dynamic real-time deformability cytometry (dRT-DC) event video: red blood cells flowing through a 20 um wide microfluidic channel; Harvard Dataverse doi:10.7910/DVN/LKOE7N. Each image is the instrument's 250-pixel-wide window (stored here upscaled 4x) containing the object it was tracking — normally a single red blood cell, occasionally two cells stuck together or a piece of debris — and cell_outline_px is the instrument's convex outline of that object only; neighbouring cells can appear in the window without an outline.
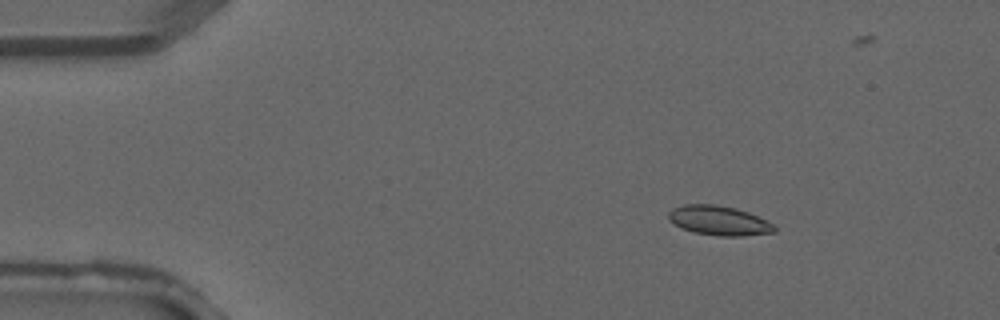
{"species": "common noctule bat (a hibernating species)", "species_latin": "Nyctalus noctula", "temperature_condition": "warm", "stored_images_in_passage": 4, "camera_frame_rate_fps": 3000, "um_per_image_px": 0.085, "animal": {"sex": "male", "forearm_length_mm": 52.5}, "frame": {"image": 1, "passage_image": 1, "time_ms": 0.0, "image_size_px": [1000, 320], "cell_outline_px": [[776, 232], [740, 236], [720, 236], [692, 232], [680, 228], [672, 224], [668, 220], [668, 212], [672, 208], [684, 204], [716, 204], [736, 208], [748, 212], [776, 224]], "centroid_in_image_um": [61.09, 18.74], "position_along_channel_um": 23.9, "area_um2": 18.55}}
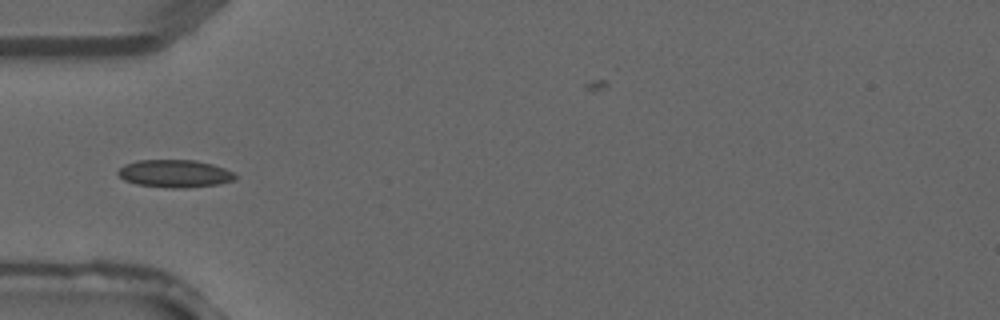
{"frame": {"image": 2, "passage_image": 3, "time_ms": 0.667, "image_size_px": [1000, 320], "cell_outline_px": [[236, 180], [220, 184], [184, 188], [172, 188], [136, 184], [124, 180], [116, 172], [124, 164], [136, 160], [196, 160], [212, 164], [224, 168], [232, 172], [236, 176]], "centroid_in_image_um": [14.85, 14.75], "position_along_channel_um": 70.1, "area_um2": 18.96}}